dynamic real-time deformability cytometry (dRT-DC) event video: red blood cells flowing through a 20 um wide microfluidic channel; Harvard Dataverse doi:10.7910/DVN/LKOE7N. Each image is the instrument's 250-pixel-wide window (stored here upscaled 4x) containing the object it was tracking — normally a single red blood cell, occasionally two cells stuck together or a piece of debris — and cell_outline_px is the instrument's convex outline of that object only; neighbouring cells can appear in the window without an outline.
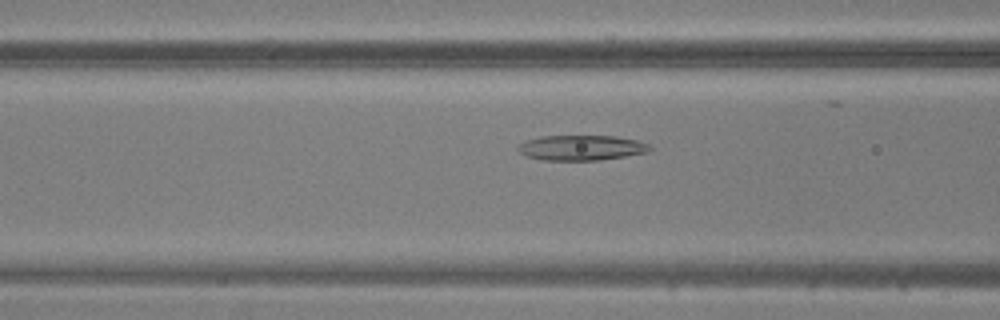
{"species": "common noctule bat (a hibernating species)", "species_latin": "Nyctalus noctula", "temperature_condition": "warm", "stored_images_in_passage": 44, "camera_frame_rate_fps": 3000, "um_per_image_px": 0.085, "animal": {"sex": "male", "body_mass_g": 20.5, "forearm_length_mm": 52.5}, "frame": {"image": 1, "passage_image": 18, "time_ms": 5.667, "image_size_px": [1000, 320], "cell_outline_px": [[652, 148], [648, 152], [600, 160], [544, 160], [524, 156], [516, 148], [524, 140], [540, 136], [616, 136], [636, 140], [648, 144]], "centroid_in_image_um": [49.37, 12.55], "position_along_channel_um": 117.2, "area_um2": 19.36}}
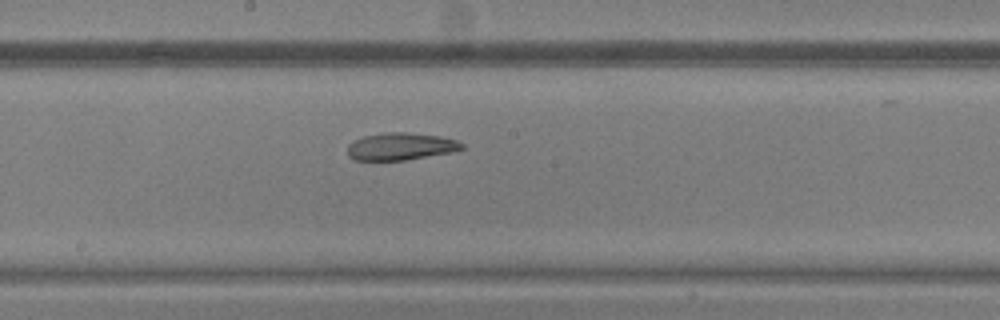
{"frame": {"image": 2, "passage_image": 25, "time_ms": 8.0, "image_size_px": [1000, 320], "cell_outline_px": [[464, 148], [452, 152], [404, 160], [356, 160], [348, 156], [348, 144], [352, 140], [364, 136], [384, 132], [408, 132], [440, 136], [456, 140], [464, 144]], "centroid_in_image_um": [34.04, 12.44], "position_along_channel_um": 214.2, "area_um2": 18.26}}
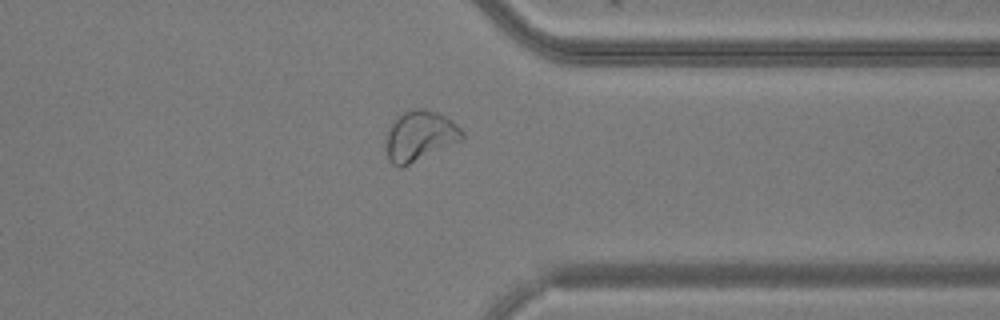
{"frame": {"image": 3, "passage_image": 37, "time_ms": 12.0, "image_size_px": [1000, 320], "cell_outline_px": [[464, 140], [400, 168], [392, 164], [388, 160], [384, 148], [384, 140], [388, 128], [392, 120], [396, 116], [404, 112], [416, 108], [424, 108], [436, 112], [452, 120], [464, 132]], "centroid_in_image_um": [35.64, 11.56], "position_along_channel_um": 375.8, "area_um2": 22.83}}